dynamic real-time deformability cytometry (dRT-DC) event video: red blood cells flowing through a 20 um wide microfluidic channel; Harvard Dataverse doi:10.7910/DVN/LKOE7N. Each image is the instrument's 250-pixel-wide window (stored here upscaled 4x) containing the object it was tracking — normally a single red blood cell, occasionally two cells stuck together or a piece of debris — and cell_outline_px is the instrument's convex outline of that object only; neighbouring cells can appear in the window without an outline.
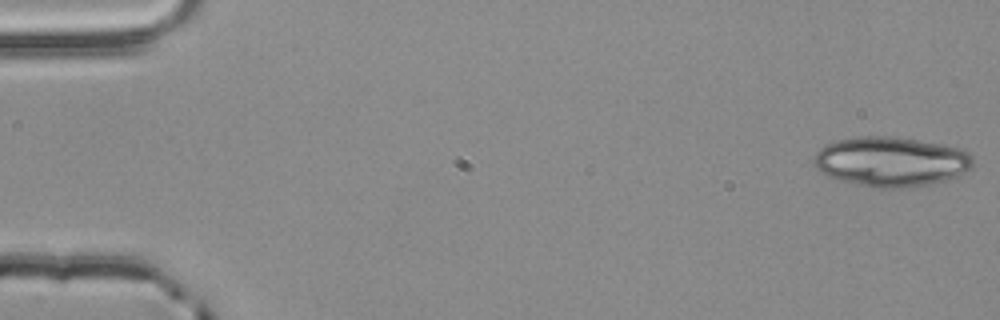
{"species": "common noctule bat (a hibernating species)", "species_latin": "Nyctalus noctula", "temperature_condition": "room temperature", "stored_images_in_passage": 20, "camera_frame_rate_fps": 3000, "um_per_image_px": 0.085, "animal": {"sex": "male", "body_mass_g": 20.4}, "frame": {"image": 1, "passage_image": 1, "time_ms": 0.0, "image_size_px": [1000, 320], "cell_outline_px": [[972, 168], [956, 176], [944, 180], [928, 184], [904, 188], [876, 188], [840, 180], [828, 176], [820, 172], [816, 168], [812, 160], [812, 156], [824, 144], [836, 140], [860, 136], [888, 136], [916, 140], [940, 144], [956, 148], [968, 152], [972, 156]], "centroid_in_image_um": [75.67, 13.73], "position_along_channel_um": 9.3, "area_um2": 46.01}}